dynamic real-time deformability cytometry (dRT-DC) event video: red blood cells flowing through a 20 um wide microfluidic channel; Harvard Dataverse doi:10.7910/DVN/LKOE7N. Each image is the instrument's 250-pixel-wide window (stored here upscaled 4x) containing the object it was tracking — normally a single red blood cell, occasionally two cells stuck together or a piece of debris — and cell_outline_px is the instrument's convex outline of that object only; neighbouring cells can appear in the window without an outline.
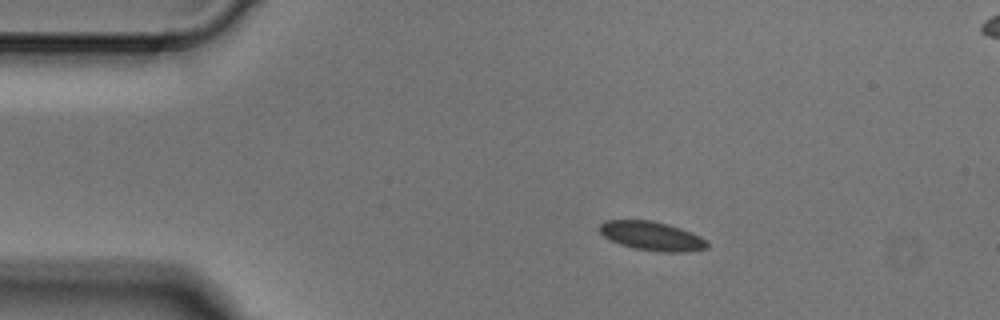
{"species": "Egyptian fruit bat (a non-hibernating species)", "species_latin": "Rousettus aegyptiacus", "temperature_condition": "cold", "stored_images_in_passage": 4, "segment_of_instrument_passage": [1, 2], "camera_frame_rate_fps": 3000, "um_per_image_px": 0.085, "animal": {"sex": "male"}, "frame": {"image": 1, "passage_image": 2, "time_ms": 0.333, "image_size_px": [1000, 320], "cell_outline_px": [[708, 248], [684, 252], [660, 252], [636, 248], [620, 244], [604, 236], [596, 228], [604, 220], [652, 220], [668, 224], [692, 232], [708, 240]], "centroid_in_image_um": [55.41, 20.05], "position_along_channel_um": 29.6, "area_um2": 18.26}}